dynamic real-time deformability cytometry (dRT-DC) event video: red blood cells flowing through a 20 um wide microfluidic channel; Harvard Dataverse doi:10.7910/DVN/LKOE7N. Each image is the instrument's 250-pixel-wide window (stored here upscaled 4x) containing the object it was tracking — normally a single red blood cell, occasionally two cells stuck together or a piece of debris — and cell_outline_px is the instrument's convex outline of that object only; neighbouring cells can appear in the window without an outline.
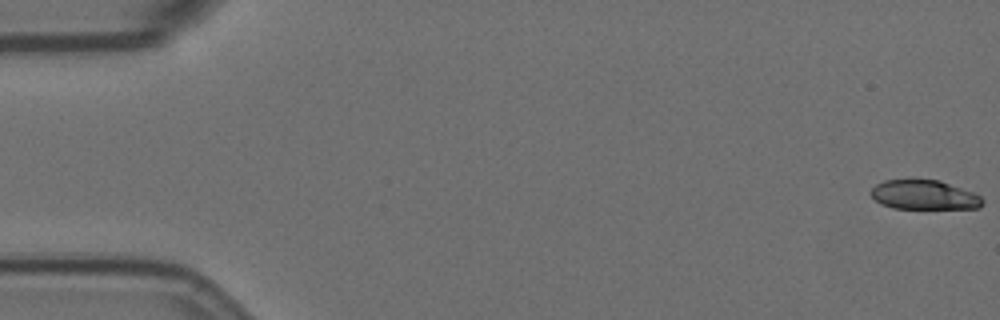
{"species": "Egyptian fruit bat (a non-hibernating species)", "species_latin": "Rousettus aegyptiacus", "temperature_condition": "room temperature", "stored_images_in_passage": 58, "camera_frame_rate_fps": 3000, "um_per_image_px": 0.085, "animal": {"sex": "female"}, "frame": {"image": 1, "passage_image": 1, "time_ms": 0.0, "image_size_px": [1000, 320], "cell_outline_px": [[984, 204], [980, 208], [892, 208], [880, 204], [868, 192], [876, 184], [884, 180], [908, 176], [940, 180], [972, 192], [980, 196], [984, 200]], "centroid_in_image_um": [78.49, 16.51], "position_along_channel_um": 6.5, "area_um2": 19.88}}
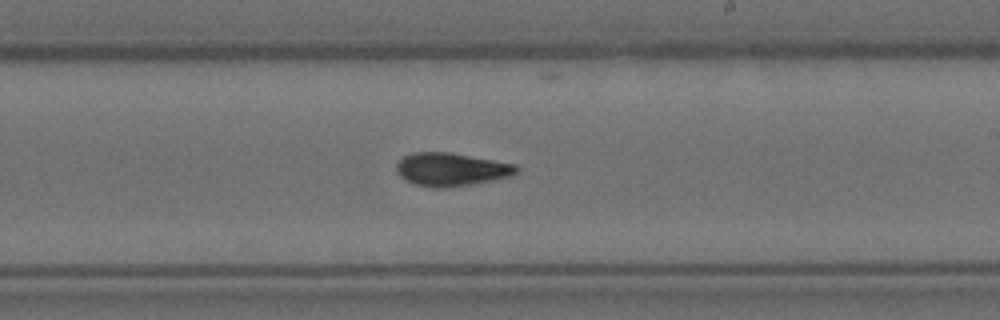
{"frame": {"image": 2, "passage_image": 34, "time_ms": 11.0, "image_size_px": [1000, 320], "cell_outline_px": [[520, 172], [512, 176], [492, 180], [448, 188], [432, 188], [416, 184], [404, 180], [396, 172], [396, 164], [404, 156], [412, 152], [448, 152], [516, 164], [520, 168]], "centroid_in_image_um": [38.36, 14.4], "position_along_channel_um": 250.6, "area_um2": 23.35}}
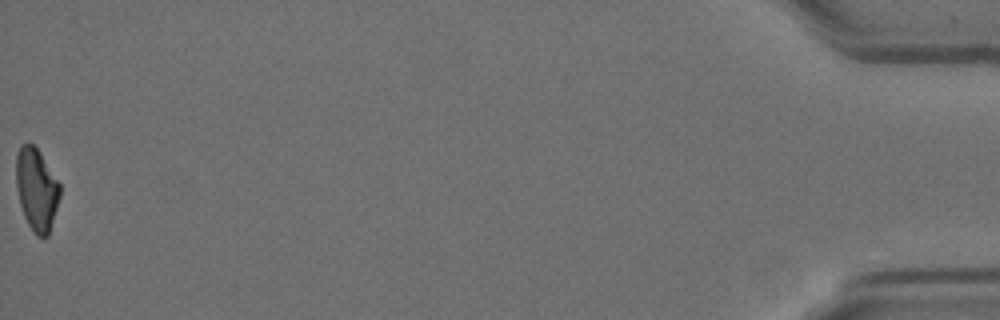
{"frame": {"image": 3, "passage_image": 58, "time_ms": 19.0, "image_size_px": [1000, 320], "cell_outline_px": [[60, 196], [48, 236], [36, 236], [32, 232], [24, 216], [20, 204], [16, 184], [16, 156], [20, 144], [28, 140], [40, 152], [60, 184]], "centroid_in_image_um": [3.09, 16.07], "position_along_channel_um": 432.1, "area_um2": 21.1}, "authors_computed_cell_mechanics": {"area_um2": 22.3108, "velocity_mm_per_s": 3.549, "shape_relaxation_time_tau1_ms": 8.2158, "shape_relaxation_time_tau2_ms": 3.6422, "deformation_change_tau1": 0.2012, "deformation_change_tau2": 0.0997}}